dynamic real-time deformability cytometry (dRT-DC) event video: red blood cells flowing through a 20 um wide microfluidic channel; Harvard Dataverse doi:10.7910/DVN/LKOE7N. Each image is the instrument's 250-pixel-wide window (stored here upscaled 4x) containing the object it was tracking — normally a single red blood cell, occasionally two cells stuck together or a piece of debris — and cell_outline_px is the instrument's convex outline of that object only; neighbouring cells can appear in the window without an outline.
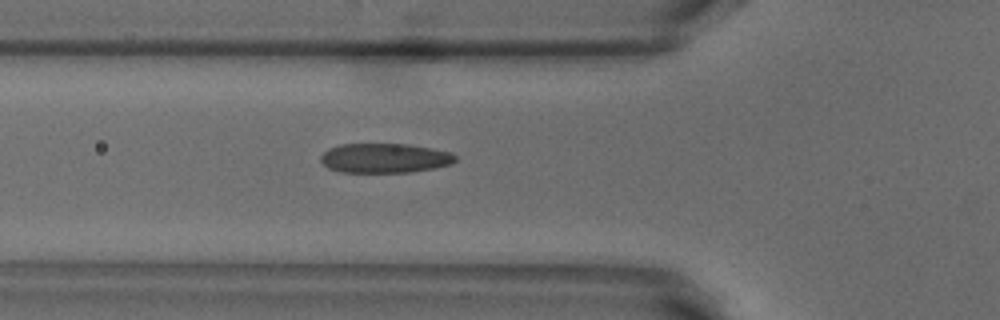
{"species": "common noctule bat (a hibernating species)", "species_latin": "Nyctalus noctula", "temperature_condition": "warm", "stored_images_in_passage": 38, "camera_frame_rate_fps": 3000, "um_per_image_px": 0.085, "animal": {"sex": "male", "body_mass_g": 18.8}, "frame": {"image": 1, "passage_image": 6, "time_ms": 1.667, "image_size_px": [1000, 320], "cell_outline_px": [[456, 160], [452, 164], [412, 172], [340, 172], [328, 168], [320, 160], [320, 156], [328, 148], [340, 144], [408, 144], [432, 148], [452, 152], [456, 156]], "centroid_in_image_um": [32.7, 13.43], "position_along_channel_um": 93.1, "area_um2": 23.29}}
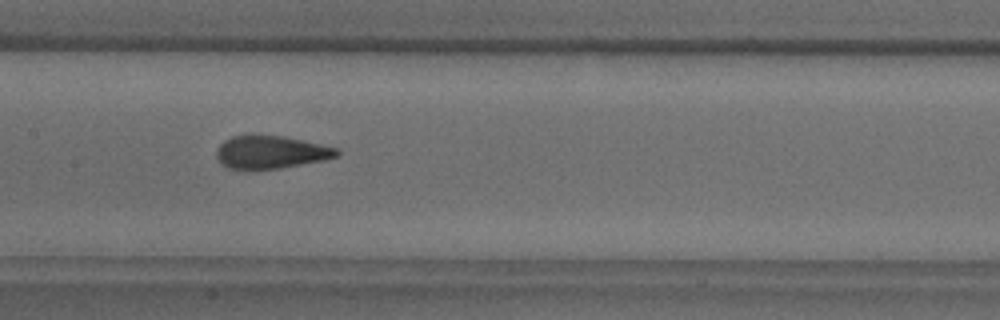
{"frame": {"image": 2, "passage_image": 13, "time_ms": 4.0, "image_size_px": [1000, 320], "cell_outline_px": [[340, 156], [324, 160], [280, 168], [228, 168], [216, 156], [216, 148], [224, 140], [232, 136], [284, 136], [340, 148]], "centroid_in_image_um": [23.09, 12.92], "position_along_channel_um": 184.3, "area_um2": 22.72}}
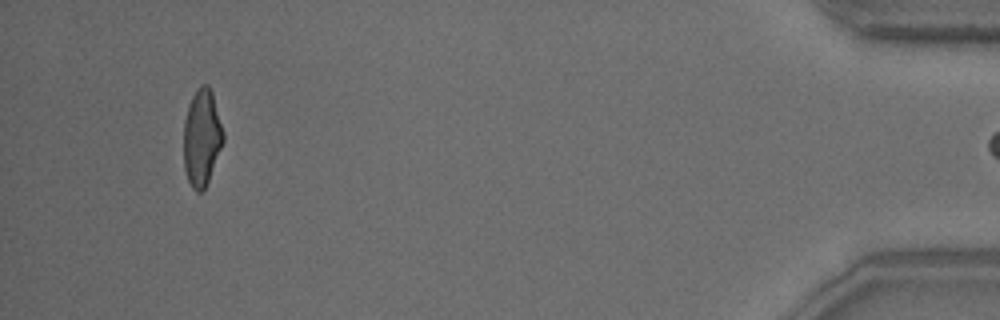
{"frame": {"image": 3, "passage_image": 37, "time_ms": 12.0, "image_size_px": [1000, 320], "cell_outline_px": [[224, 140], [208, 180], [204, 188], [200, 192], [196, 192], [192, 188], [188, 180], [184, 168], [184, 120], [188, 104], [196, 88], [200, 84], [208, 84], [212, 92], [224, 132]], "centroid_in_image_um": [17.14, 11.65], "position_along_channel_um": 418.1, "area_um2": 22.31}}